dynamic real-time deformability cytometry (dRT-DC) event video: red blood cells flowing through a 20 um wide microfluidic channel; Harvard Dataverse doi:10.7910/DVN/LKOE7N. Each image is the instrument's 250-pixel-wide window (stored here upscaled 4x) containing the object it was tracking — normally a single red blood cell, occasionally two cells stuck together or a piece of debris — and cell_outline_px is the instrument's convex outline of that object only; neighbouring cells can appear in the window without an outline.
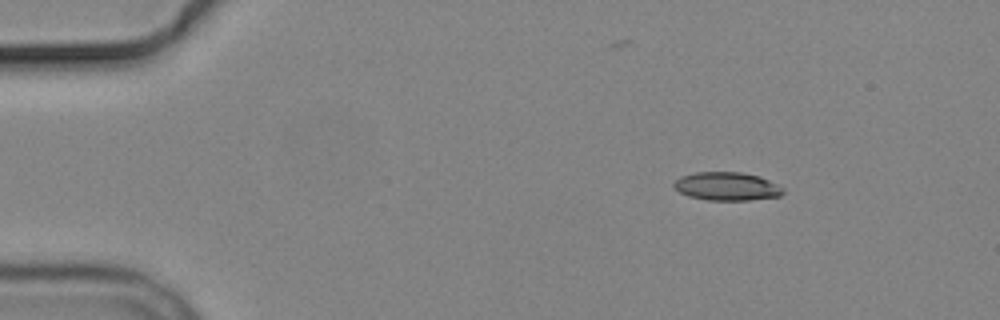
{"species": "common noctule bat (a hibernating species)", "species_latin": "Nyctalus noctula", "temperature_condition": "cold", "stored_images_in_passage": 8, "camera_frame_rate_fps": 3000, "um_per_image_px": 0.085, "animal": {"sex": "male", "body_mass_g": 19.2, "forearm_length_mm": 51.8}, "frame": {"image": 1, "passage_image": 1, "time_ms": 0.0, "image_size_px": [1000, 320], "cell_outline_px": [[784, 192], [780, 196], [748, 200], [708, 200], [688, 196], [680, 192], [672, 184], [680, 176], [696, 172], [740, 172], [760, 176], [784, 188]], "centroid_in_image_um": [61.78, 15.83], "position_along_channel_um": 23.2, "area_um2": 17.98}}
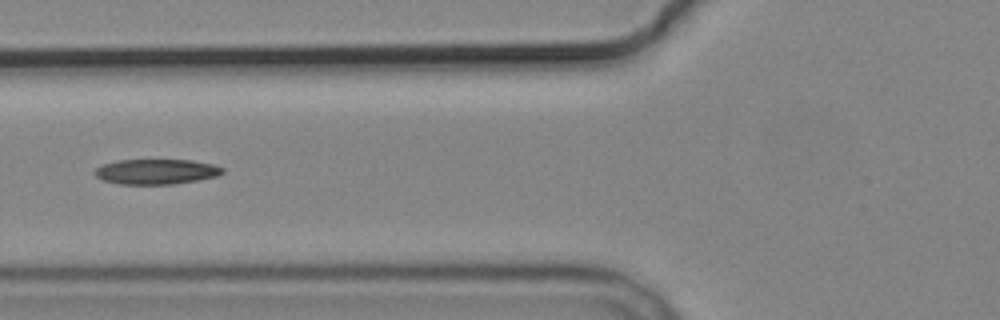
{"frame": {"image": 2, "passage_image": 5, "time_ms": 4.667, "image_size_px": [1000, 320], "cell_outline_px": [[224, 172], [220, 176], [172, 184], [116, 184], [104, 180], [96, 176], [92, 172], [96, 168], [104, 164], [120, 160], [192, 160], [212, 164], [224, 168]], "centroid_in_image_um": [13.29, 14.59], "position_along_channel_um": 112.5, "area_um2": 18.73}}
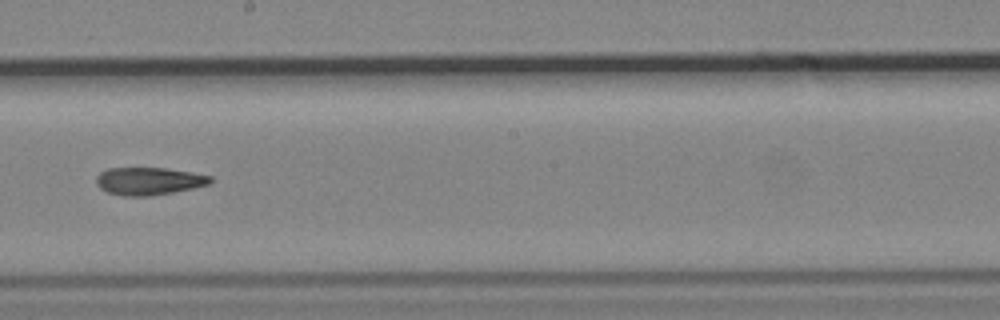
{"frame": {"image": 3, "passage_image": 8, "time_ms": 8.0, "image_size_px": [1000, 320], "cell_outline_px": [[212, 180], [208, 184], [192, 188], [172, 192], [148, 196], [124, 196], [108, 192], [100, 188], [96, 184], [96, 176], [100, 172], [108, 168], [168, 168], [192, 172], [212, 176]], "centroid_in_image_um": [12.63, 15.38], "position_along_channel_um": 235.6, "area_um2": 18.32}}